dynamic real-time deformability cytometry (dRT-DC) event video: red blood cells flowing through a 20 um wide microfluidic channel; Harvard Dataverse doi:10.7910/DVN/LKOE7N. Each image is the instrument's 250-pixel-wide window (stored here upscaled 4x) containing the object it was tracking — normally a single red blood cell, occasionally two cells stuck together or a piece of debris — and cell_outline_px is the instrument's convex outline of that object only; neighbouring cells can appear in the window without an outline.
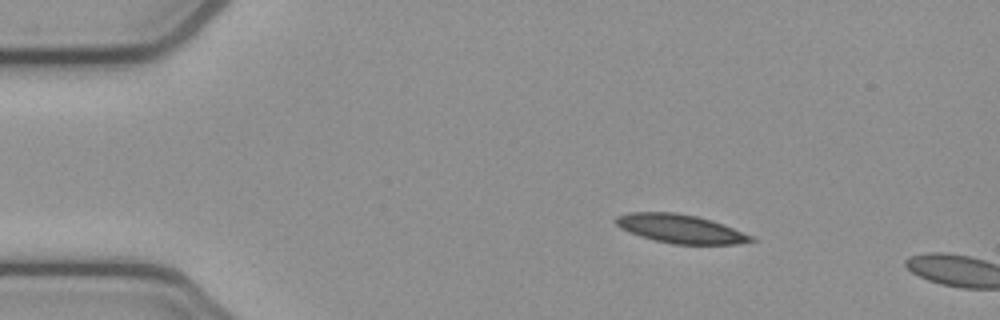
{"species": "common noctule bat (a hibernating species)", "species_latin": "Nyctalus noctula", "temperature_condition": "cold", "stored_images_in_passage": 3, "camera_frame_rate_fps": 3000, "um_per_image_px": 0.085, "animal": {"sex": "female", "body_mass_g": 21.9}, "frame": {"image": 1, "passage_image": 2, "time_ms": 0.333, "image_size_px": [1000, 320], "cell_outline_px": [[756, 240], [736, 244], [672, 244], [640, 236], [620, 228], [616, 224], [616, 216], [628, 212], [676, 212], [696, 216], [712, 220], [724, 224], [752, 236]], "centroid_in_image_um": [57.83, 19.44], "position_along_channel_um": 27.2, "area_um2": 22.48}}